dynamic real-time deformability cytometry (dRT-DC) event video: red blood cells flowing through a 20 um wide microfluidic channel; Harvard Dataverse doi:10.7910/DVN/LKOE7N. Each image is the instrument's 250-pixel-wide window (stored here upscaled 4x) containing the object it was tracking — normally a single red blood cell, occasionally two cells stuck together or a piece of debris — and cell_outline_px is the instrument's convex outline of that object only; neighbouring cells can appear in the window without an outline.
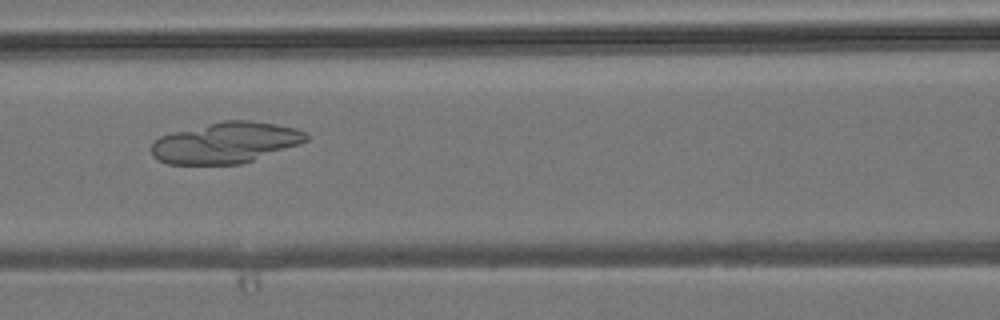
{"species": "common noctule bat (a hibernating species)", "species_latin": "Nyctalus noctula", "temperature_condition": "room temperature", "stored_images_in_passage": 3, "camera_frame_rate_fps": 3000, "um_per_image_px": 0.085, "animal": {"sex": "male", "body_mass_g": 19.2, "forearm_length_mm": 51.8}, "frame": {"image": 1, "passage_image": 3, "time_ms": 2.667, "image_size_px": [1000, 320], "cell_outline_px": [[308, 140], [300, 144], [240, 164], [168, 164], [156, 160], [152, 156], [152, 144], [160, 136], [172, 132], [224, 120], [248, 120], [276, 124], [296, 128], [304, 132], [308, 136]], "centroid_in_image_um": [19.17, 12.13], "position_along_channel_um": 147.4, "area_um2": 36.76}}